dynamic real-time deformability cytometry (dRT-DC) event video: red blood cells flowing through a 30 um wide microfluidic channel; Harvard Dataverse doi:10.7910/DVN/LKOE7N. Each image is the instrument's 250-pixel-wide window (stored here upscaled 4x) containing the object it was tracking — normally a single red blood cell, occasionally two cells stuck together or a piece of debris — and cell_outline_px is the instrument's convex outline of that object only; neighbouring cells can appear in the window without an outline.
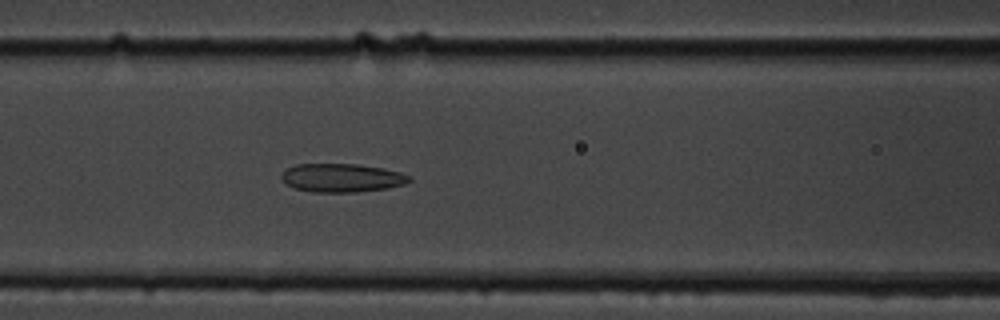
{"species": "common noctule bat (a hibernating species)", "species_latin": "Nyctalus noctula", "temperature_condition": "cold", "stored_images_in_passage": 6, "camera_frame_rate_fps": 3000, "um_per_image_px": 0.085, "animal": {"sex": "male", "body_mass_g": 19.5, "forearm_length_mm": 54.6}, "frame": {"image": 1, "passage_image": 6, "time_ms": 6.333, "image_size_px": [1000, 320], "cell_outline_px": [[412, 180], [404, 184], [388, 188], [356, 192], [312, 192], [292, 188], [280, 176], [288, 168], [296, 164], [356, 164], [384, 168], [400, 172], [412, 176]], "centroid_in_image_um": [29.09, 15.12], "position_along_channel_um": 137.5, "area_um2": 21.27}}